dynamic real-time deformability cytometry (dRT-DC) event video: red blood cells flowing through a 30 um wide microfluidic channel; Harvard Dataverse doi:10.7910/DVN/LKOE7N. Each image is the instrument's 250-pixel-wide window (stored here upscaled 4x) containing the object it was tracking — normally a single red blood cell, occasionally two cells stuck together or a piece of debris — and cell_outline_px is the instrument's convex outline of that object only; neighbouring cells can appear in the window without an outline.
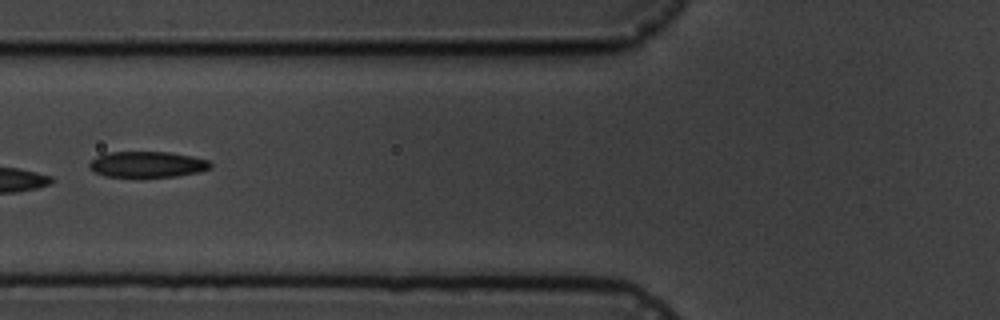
{"species": "common noctule bat (a hibernating species)", "species_latin": "Nyctalus noctula", "temperature_condition": "cold", "stored_images_in_passage": 8, "camera_frame_rate_fps": 3000, "um_per_image_px": 0.085, "animal": {"sex": "male", "body_mass_g": 19.5, "forearm_length_mm": 54.6}, "frame": {"image": 1, "passage_image": 6, "time_ms": 6.667, "image_size_px": [1000, 320], "cell_outline_px": [[212, 168], [196, 172], [176, 176], [104, 176], [88, 168], [88, 164], [96, 156], [104, 152], [172, 152], [192, 156], [208, 160], [212, 164]], "centroid_in_image_um": [12.5, 13.95], "position_along_channel_um": 113.3, "area_um2": 18.21}}
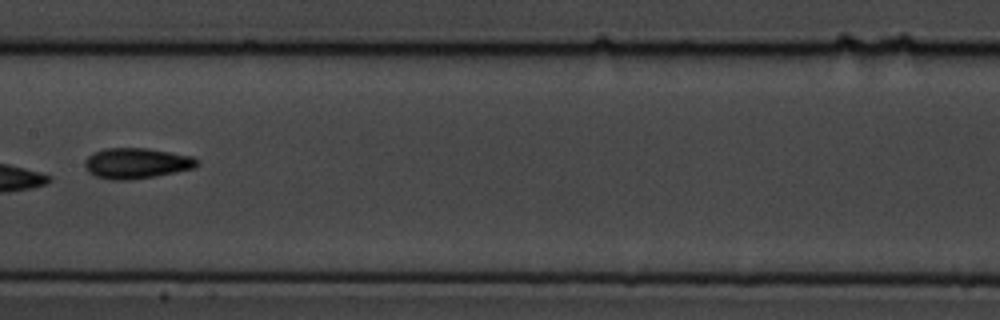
{"frame": {"image": 2, "passage_image": 8, "time_ms": 9.0, "image_size_px": [1000, 320], "cell_outline_px": [[200, 164], [196, 168], [132, 180], [112, 180], [96, 176], [88, 172], [84, 168], [84, 160], [92, 152], [104, 148], [148, 148], [192, 156], [200, 160]], "centroid_in_image_um": [11.6, 13.87], "position_along_channel_um": 195.8, "area_um2": 20.29}}